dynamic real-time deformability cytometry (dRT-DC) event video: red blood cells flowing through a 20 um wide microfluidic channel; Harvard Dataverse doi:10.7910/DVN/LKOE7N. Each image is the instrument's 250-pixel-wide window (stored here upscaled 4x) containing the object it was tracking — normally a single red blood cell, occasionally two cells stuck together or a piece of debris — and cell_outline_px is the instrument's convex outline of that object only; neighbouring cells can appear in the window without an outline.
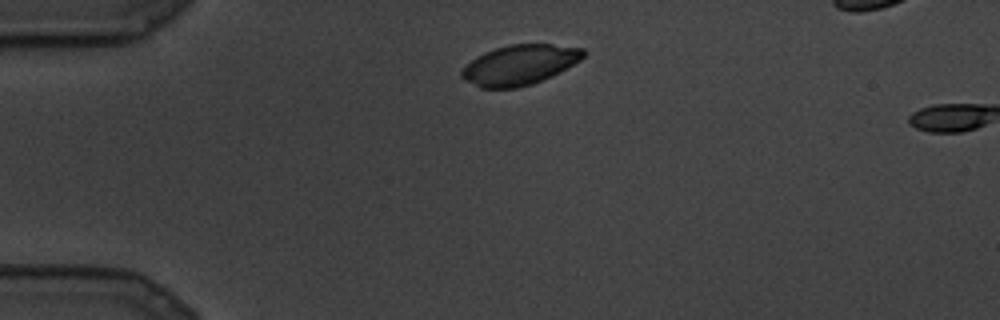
{"species": "common noctule bat (a hibernating species)", "species_latin": "Nyctalus noctula", "temperature_condition": "cold", "stored_images_in_passage": 3, "camera_frame_rate_fps": 3000, "um_per_image_px": 0.085, "animal": {"sex": "male", "body_mass_g": 19.5, "forearm_length_mm": 54.6}, "frame": {"image": 1, "passage_image": 2, "time_ms": 0.333, "image_size_px": [1000, 320], "cell_outline_px": [[584, 56], [580, 60], [560, 72], [552, 76], [532, 84], [516, 88], [480, 88], [464, 80], [460, 76], [460, 72], [476, 56], [484, 52], [496, 48], [512, 44], [552, 44], [584, 48]], "centroid_in_image_um": [44.16, 5.52], "position_along_channel_um": 40.8, "area_um2": 28.32}}